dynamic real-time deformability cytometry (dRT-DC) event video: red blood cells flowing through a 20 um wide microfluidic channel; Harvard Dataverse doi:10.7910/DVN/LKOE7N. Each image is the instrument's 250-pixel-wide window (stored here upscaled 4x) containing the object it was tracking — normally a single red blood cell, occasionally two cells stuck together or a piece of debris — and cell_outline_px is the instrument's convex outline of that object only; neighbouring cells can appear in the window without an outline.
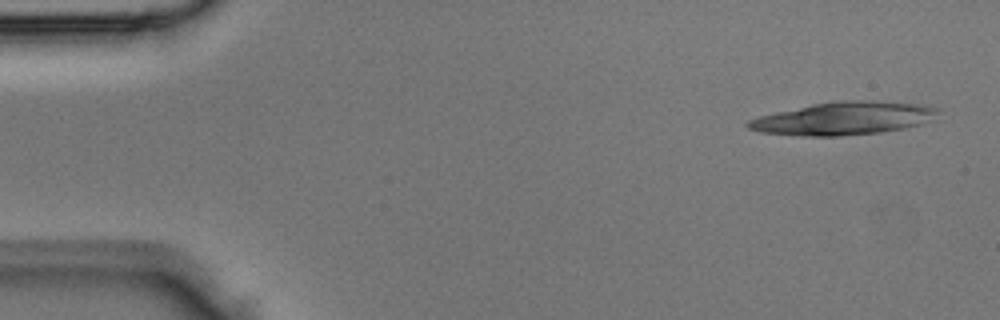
{"species": "Egyptian fruit bat (a non-hibernating species)", "species_latin": "Rousettus aegyptiacus", "temperature_condition": "room temperature", "stored_images_in_passage": 5, "camera_frame_rate_fps": 3000, "um_per_image_px": 0.085, "animal": {"sex": "male"}, "frame": {"image": 1, "passage_image": 1, "time_ms": 0.0, "image_size_px": [1000, 320], "cell_outline_px": [[940, 120], [904, 128], [880, 132], [836, 136], [800, 136], [760, 132], [748, 128], [744, 124], [748, 120], [760, 116], [776, 112], [812, 104], [840, 100], [864, 100], [928, 104], [940, 108]], "centroid_in_image_um": [71.83, 10.05], "position_along_channel_um": 13.2, "area_um2": 37.05}}
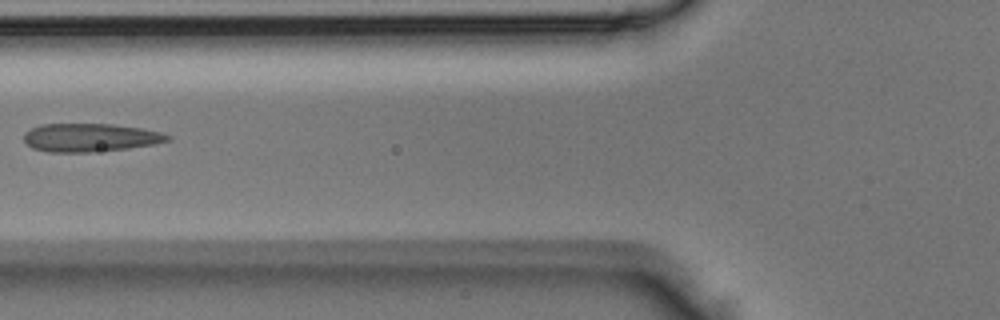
{"frame": {"image": 2, "passage_image": 5, "time_ms": 1.333, "image_size_px": [1000, 320], "cell_outline_px": [[172, 136], [168, 140], [152, 144], [128, 148], [92, 152], [48, 152], [32, 148], [24, 140], [24, 132], [32, 128], [44, 124], [112, 124], [140, 128], [160, 132]], "centroid_in_image_um": [7.63, 11.69], "position_along_channel_um": 118.2, "area_um2": 23.47}}